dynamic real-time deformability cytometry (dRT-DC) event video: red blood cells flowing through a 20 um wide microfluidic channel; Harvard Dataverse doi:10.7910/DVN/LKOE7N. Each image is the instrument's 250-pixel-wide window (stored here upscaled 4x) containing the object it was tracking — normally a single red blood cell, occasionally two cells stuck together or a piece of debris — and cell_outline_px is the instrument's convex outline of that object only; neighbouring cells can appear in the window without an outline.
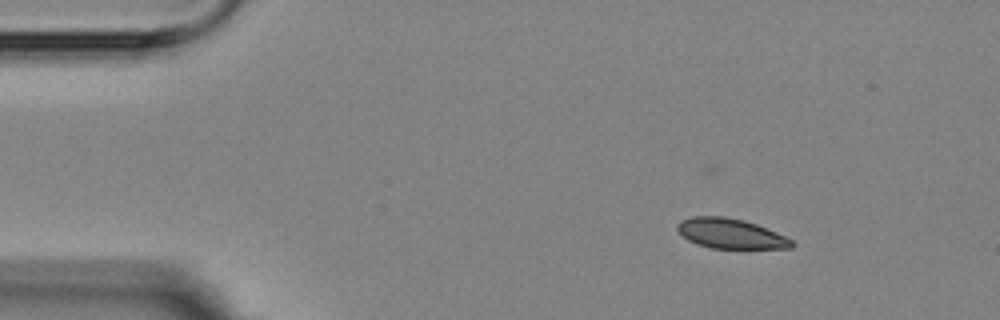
{"species": "Egyptian fruit bat (a non-hibernating species)", "species_latin": "Rousettus aegyptiacus", "temperature_condition": "room temperature", "stored_images_in_passage": 4, "camera_frame_rate_fps": 3000, "um_per_image_px": 0.085, "animal": {"sex": "female"}, "frame": {"image": 1, "passage_image": 1, "time_ms": 0.0, "image_size_px": [1000, 320], "cell_outline_px": [[796, 244], [792, 248], [712, 248], [696, 244], [688, 240], [676, 228], [676, 224], [680, 220], [692, 216], [724, 216], [744, 220], [756, 224], [776, 232], [792, 240]], "centroid_in_image_um": [62.08, 19.85], "position_along_channel_um": 22.9, "area_um2": 19.94}}